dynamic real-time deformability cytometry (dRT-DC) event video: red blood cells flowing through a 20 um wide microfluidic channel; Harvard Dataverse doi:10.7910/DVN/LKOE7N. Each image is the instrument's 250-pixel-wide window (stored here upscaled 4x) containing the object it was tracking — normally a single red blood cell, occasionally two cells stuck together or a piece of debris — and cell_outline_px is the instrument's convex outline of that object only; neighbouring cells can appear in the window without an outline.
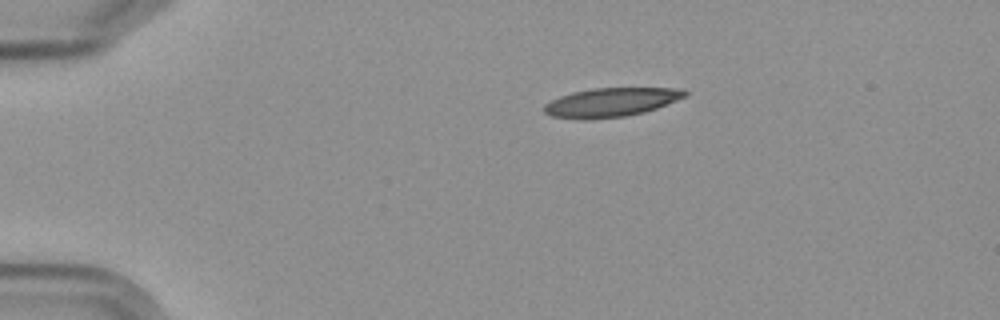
{"species": "Egyptian fruit bat (a non-hibernating species)", "species_latin": "Rousettus aegyptiacus", "temperature_condition": "cold", "stored_images_in_passage": 5, "camera_frame_rate_fps": 3000, "um_per_image_px": 0.085, "frame": {"image": 1, "passage_image": 1, "time_ms": 0.0, "image_size_px": [1000, 320], "cell_outline_px": [[688, 96], [656, 108], [644, 112], [624, 116], [588, 120], [584, 120], [552, 116], [544, 112], [544, 104], [560, 96], [572, 92], [592, 88], [684, 88], [688, 92]], "centroid_in_image_um": [51.96, 8.69], "position_along_channel_um": 33.0, "area_um2": 23.81}}
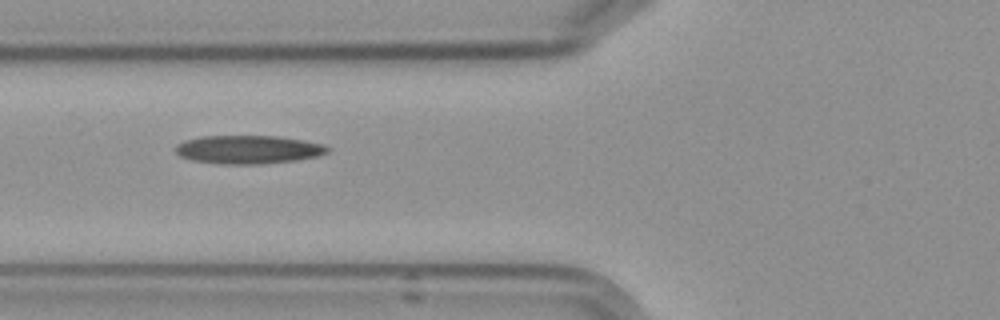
{"frame": {"image": 2, "passage_image": 4, "time_ms": 3.667, "image_size_px": [1000, 320], "cell_outline_px": [[328, 152], [316, 156], [296, 160], [260, 164], [220, 164], [192, 160], [180, 156], [172, 148], [176, 144], [184, 140], [200, 136], [280, 136], [304, 140], [324, 144], [328, 148]], "centroid_in_image_um": [21.05, 12.7], "position_along_channel_um": 104.7, "area_um2": 25.32}}
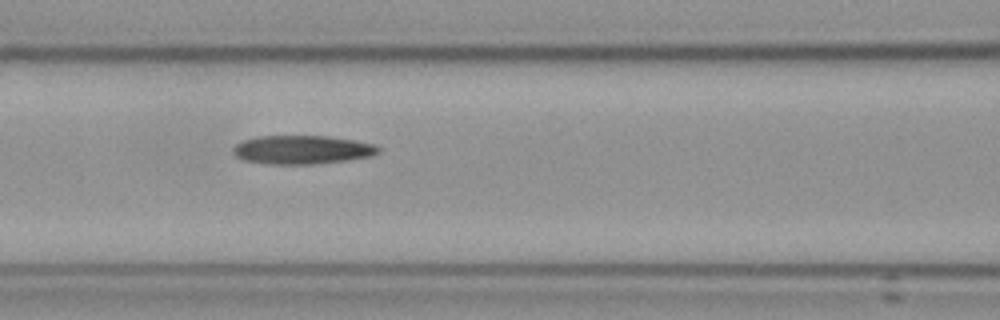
{"frame": {"image": 3, "passage_image": 5, "time_ms": 4.667, "image_size_px": [1000, 320], "cell_outline_px": [[380, 152], [372, 156], [348, 160], [316, 164], [268, 164], [244, 160], [236, 156], [232, 152], [232, 148], [236, 144], [244, 140], [256, 136], [328, 136], [356, 140], [376, 144], [380, 148]], "centroid_in_image_um": [25.71, 12.72], "position_along_channel_um": 140.9, "area_um2": 24.51}}